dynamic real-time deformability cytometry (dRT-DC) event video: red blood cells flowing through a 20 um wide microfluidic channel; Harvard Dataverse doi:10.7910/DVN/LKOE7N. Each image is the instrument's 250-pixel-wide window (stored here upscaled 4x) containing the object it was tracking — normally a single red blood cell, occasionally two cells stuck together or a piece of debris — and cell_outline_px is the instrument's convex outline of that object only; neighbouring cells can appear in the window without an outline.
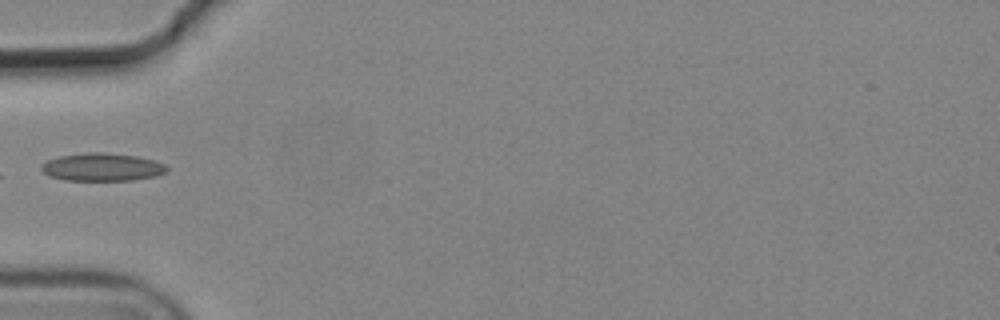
{"species": "common noctule bat (a hibernating species)", "species_latin": "Nyctalus noctula", "temperature_condition": "cold", "stored_images_in_passage": 7, "camera_frame_rate_fps": 3000, "um_per_image_px": 0.085, "animal": {"sex": "male", "body_mass_g": 19.2, "forearm_length_mm": 51.8}, "frame": {"image": 1, "passage_image": 6, "time_ms": 1.667, "image_size_px": [1000, 320], "cell_outline_px": [[168, 172], [156, 176], [132, 180], [64, 180], [48, 176], [40, 168], [40, 164], [48, 160], [60, 156], [92, 152], [100, 152], [136, 156], [152, 160], [164, 164], [168, 168]], "centroid_in_image_um": [8.67, 14.21], "position_along_channel_um": 76.3, "area_um2": 20.29}}
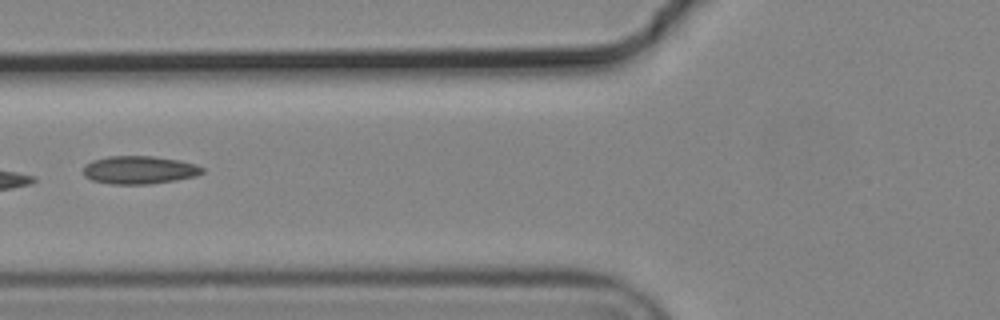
{"frame": {"image": 2, "passage_image": 7, "time_ms": 2.0, "image_size_px": [1000, 320], "cell_outline_px": [[204, 172], [196, 176], [176, 180], [148, 184], [112, 184], [92, 180], [84, 176], [84, 164], [92, 160], [108, 156], [152, 156], [180, 160], [196, 164], [204, 168]], "centroid_in_image_um": [11.85, 14.44], "position_along_channel_um": 114.0, "area_um2": 19.54}}